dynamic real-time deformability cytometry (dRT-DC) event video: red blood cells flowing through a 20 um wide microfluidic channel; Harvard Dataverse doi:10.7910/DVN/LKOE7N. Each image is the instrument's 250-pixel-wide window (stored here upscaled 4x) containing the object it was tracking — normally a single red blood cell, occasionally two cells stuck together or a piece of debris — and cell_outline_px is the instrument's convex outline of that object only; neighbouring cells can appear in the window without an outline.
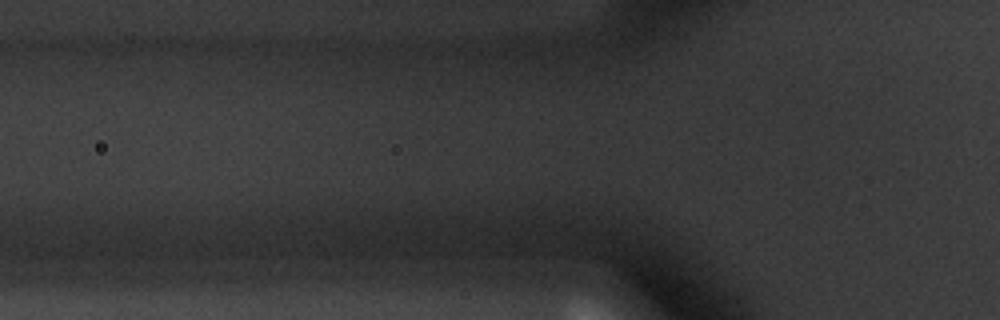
{"species": "common noctule bat (a hibernating species)", "species_latin": "Nyctalus noctula", "temperature_condition": "warm", "stored_images_in_passage": 3, "camera_frame_rate_fps": 3000, "um_per_image_px": 0.085, "animal": {"sex": "male", "body_mass_g": 20.1, "forearm_length_mm": 53.5}, "frame": {"image": 1, "passage_image": 2, "time_ms": 0.333, "image_size_px": [1000, 320], "cell_outline_px": [[260, 256], [88, 256], [56, 252], [56, 248], [80, 236], [140, 232], [232, 232], [252, 244], [260, 252]], "centroid_in_image_um": [13.67, 20.81], "position_along_channel_um": 112.1, "area_um2": 30.52}}